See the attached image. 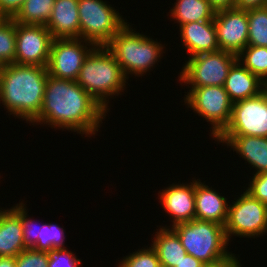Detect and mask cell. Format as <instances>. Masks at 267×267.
<instances>
[{"instance_id": "obj_1", "label": "cell", "mask_w": 267, "mask_h": 267, "mask_svg": "<svg viewBox=\"0 0 267 267\" xmlns=\"http://www.w3.org/2000/svg\"><path fill=\"white\" fill-rule=\"evenodd\" d=\"M107 112L76 81L48 75L42 108L31 123H48L90 136L98 132Z\"/></svg>"}, {"instance_id": "obj_2", "label": "cell", "mask_w": 267, "mask_h": 267, "mask_svg": "<svg viewBox=\"0 0 267 267\" xmlns=\"http://www.w3.org/2000/svg\"><path fill=\"white\" fill-rule=\"evenodd\" d=\"M47 77V67L16 63L3 65L0 101L11 115L31 123L42 108Z\"/></svg>"}, {"instance_id": "obj_3", "label": "cell", "mask_w": 267, "mask_h": 267, "mask_svg": "<svg viewBox=\"0 0 267 267\" xmlns=\"http://www.w3.org/2000/svg\"><path fill=\"white\" fill-rule=\"evenodd\" d=\"M127 78L106 46H96L86 57L76 82L100 105L108 109L107 98L125 89Z\"/></svg>"}, {"instance_id": "obj_4", "label": "cell", "mask_w": 267, "mask_h": 267, "mask_svg": "<svg viewBox=\"0 0 267 267\" xmlns=\"http://www.w3.org/2000/svg\"><path fill=\"white\" fill-rule=\"evenodd\" d=\"M179 237L187 254L206 266H215L231 259L234 255L225 248L229 244L224 226L193 219L171 228Z\"/></svg>"}, {"instance_id": "obj_5", "label": "cell", "mask_w": 267, "mask_h": 267, "mask_svg": "<svg viewBox=\"0 0 267 267\" xmlns=\"http://www.w3.org/2000/svg\"><path fill=\"white\" fill-rule=\"evenodd\" d=\"M131 29V25L126 23L106 45L127 79L131 73L142 76L154 67L164 48L162 44Z\"/></svg>"}, {"instance_id": "obj_6", "label": "cell", "mask_w": 267, "mask_h": 267, "mask_svg": "<svg viewBox=\"0 0 267 267\" xmlns=\"http://www.w3.org/2000/svg\"><path fill=\"white\" fill-rule=\"evenodd\" d=\"M80 38L106 46L127 23L115 8L102 0H78Z\"/></svg>"}, {"instance_id": "obj_7", "label": "cell", "mask_w": 267, "mask_h": 267, "mask_svg": "<svg viewBox=\"0 0 267 267\" xmlns=\"http://www.w3.org/2000/svg\"><path fill=\"white\" fill-rule=\"evenodd\" d=\"M188 58L179 80L192 87L224 86L232 65L238 60L237 55L223 50Z\"/></svg>"}, {"instance_id": "obj_8", "label": "cell", "mask_w": 267, "mask_h": 267, "mask_svg": "<svg viewBox=\"0 0 267 267\" xmlns=\"http://www.w3.org/2000/svg\"><path fill=\"white\" fill-rule=\"evenodd\" d=\"M190 88L184 102L213 125L211 134L216 139L230 123L233 102L224 86Z\"/></svg>"}, {"instance_id": "obj_9", "label": "cell", "mask_w": 267, "mask_h": 267, "mask_svg": "<svg viewBox=\"0 0 267 267\" xmlns=\"http://www.w3.org/2000/svg\"><path fill=\"white\" fill-rule=\"evenodd\" d=\"M229 242L232 235L258 237L267 231V206L252 197L247 191L228 207V217L224 226Z\"/></svg>"}, {"instance_id": "obj_10", "label": "cell", "mask_w": 267, "mask_h": 267, "mask_svg": "<svg viewBox=\"0 0 267 267\" xmlns=\"http://www.w3.org/2000/svg\"><path fill=\"white\" fill-rule=\"evenodd\" d=\"M82 42L86 45L81 44ZM95 47L82 38L53 39L47 65L48 75L76 81L86 57Z\"/></svg>"}, {"instance_id": "obj_11", "label": "cell", "mask_w": 267, "mask_h": 267, "mask_svg": "<svg viewBox=\"0 0 267 267\" xmlns=\"http://www.w3.org/2000/svg\"><path fill=\"white\" fill-rule=\"evenodd\" d=\"M220 135L267 137V89L233 103L230 123Z\"/></svg>"}, {"instance_id": "obj_12", "label": "cell", "mask_w": 267, "mask_h": 267, "mask_svg": "<svg viewBox=\"0 0 267 267\" xmlns=\"http://www.w3.org/2000/svg\"><path fill=\"white\" fill-rule=\"evenodd\" d=\"M52 41L46 26L16 22L15 63L47 67Z\"/></svg>"}, {"instance_id": "obj_13", "label": "cell", "mask_w": 267, "mask_h": 267, "mask_svg": "<svg viewBox=\"0 0 267 267\" xmlns=\"http://www.w3.org/2000/svg\"><path fill=\"white\" fill-rule=\"evenodd\" d=\"M214 25L220 50L238 55L248 45L247 10L235 7L218 10Z\"/></svg>"}, {"instance_id": "obj_14", "label": "cell", "mask_w": 267, "mask_h": 267, "mask_svg": "<svg viewBox=\"0 0 267 267\" xmlns=\"http://www.w3.org/2000/svg\"><path fill=\"white\" fill-rule=\"evenodd\" d=\"M160 202L164 211L174 219L173 225L195 219V181L177 184L162 190Z\"/></svg>"}, {"instance_id": "obj_15", "label": "cell", "mask_w": 267, "mask_h": 267, "mask_svg": "<svg viewBox=\"0 0 267 267\" xmlns=\"http://www.w3.org/2000/svg\"><path fill=\"white\" fill-rule=\"evenodd\" d=\"M46 28L53 39L80 38L78 0H55Z\"/></svg>"}, {"instance_id": "obj_16", "label": "cell", "mask_w": 267, "mask_h": 267, "mask_svg": "<svg viewBox=\"0 0 267 267\" xmlns=\"http://www.w3.org/2000/svg\"><path fill=\"white\" fill-rule=\"evenodd\" d=\"M217 141L227 144L257 171L267 172V137L248 135H219Z\"/></svg>"}, {"instance_id": "obj_17", "label": "cell", "mask_w": 267, "mask_h": 267, "mask_svg": "<svg viewBox=\"0 0 267 267\" xmlns=\"http://www.w3.org/2000/svg\"><path fill=\"white\" fill-rule=\"evenodd\" d=\"M226 199L200 179L195 180V219L225 226L229 207Z\"/></svg>"}, {"instance_id": "obj_18", "label": "cell", "mask_w": 267, "mask_h": 267, "mask_svg": "<svg viewBox=\"0 0 267 267\" xmlns=\"http://www.w3.org/2000/svg\"><path fill=\"white\" fill-rule=\"evenodd\" d=\"M179 27L183 46L191 57L220 50L214 20L190 22Z\"/></svg>"}, {"instance_id": "obj_19", "label": "cell", "mask_w": 267, "mask_h": 267, "mask_svg": "<svg viewBox=\"0 0 267 267\" xmlns=\"http://www.w3.org/2000/svg\"><path fill=\"white\" fill-rule=\"evenodd\" d=\"M26 248L20 220V202L11 209H0V257H16Z\"/></svg>"}, {"instance_id": "obj_20", "label": "cell", "mask_w": 267, "mask_h": 267, "mask_svg": "<svg viewBox=\"0 0 267 267\" xmlns=\"http://www.w3.org/2000/svg\"><path fill=\"white\" fill-rule=\"evenodd\" d=\"M224 88L230 100L235 103L262 93L265 90V82L237 60L226 77Z\"/></svg>"}, {"instance_id": "obj_21", "label": "cell", "mask_w": 267, "mask_h": 267, "mask_svg": "<svg viewBox=\"0 0 267 267\" xmlns=\"http://www.w3.org/2000/svg\"><path fill=\"white\" fill-rule=\"evenodd\" d=\"M151 245L157 252L160 265L175 267L187 254L178 235L168 227H162Z\"/></svg>"}, {"instance_id": "obj_22", "label": "cell", "mask_w": 267, "mask_h": 267, "mask_svg": "<svg viewBox=\"0 0 267 267\" xmlns=\"http://www.w3.org/2000/svg\"><path fill=\"white\" fill-rule=\"evenodd\" d=\"M171 9V18L179 25L190 22L214 20L216 10L208 0H176Z\"/></svg>"}, {"instance_id": "obj_23", "label": "cell", "mask_w": 267, "mask_h": 267, "mask_svg": "<svg viewBox=\"0 0 267 267\" xmlns=\"http://www.w3.org/2000/svg\"><path fill=\"white\" fill-rule=\"evenodd\" d=\"M54 2L55 0H25L12 20L21 24L46 26Z\"/></svg>"}, {"instance_id": "obj_24", "label": "cell", "mask_w": 267, "mask_h": 267, "mask_svg": "<svg viewBox=\"0 0 267 267\" xmlns=\"http://www.w3.org/2000/svg\"><path fill=\"white\" fill-rule=\"evenodd\" d=\"M237 59L251 73L267 82V47L247 45L237 55Z\"/></svg>"}, {"instance_id": "obj_25", "label": "cell", "mask_w": 267, "mask_h": 267, "mask_svg": "<svg viewBox=\"0 0 267 267\" xmlns=\"http://www.w3.org/2000/svg\"><path fill=\"white\" fill-rule=\"evenodd\" d=\"M248 45L267 47V7L247 10Z\"/></svg>"}, {"instance_id": "obj_26", "label": "cell", "mask_w": 267, "mask_h": 267, "mask_svg": "<svg viewBox=\"0 0 267 267\" xmlns=\"http://www.w3.org/2000/svg\"><path fill=\"white\" fill-rule=\"evenodd\" d=\"M16 22L5 18L0 23V62L3 65L15 63Z\"/></svg>"}, {"instance_id": "obj_27", "label": "cell", "mask_w": 267, "mask_h": 267, "mask_svg": "<svg viewBox=\"0 0 267 267\" xmlns=\"http://www.w3.org/2000/svg\"><path fill=\"white\" fill-rule=\"evenodd\" d=\"M64 237V229L57 224H43L38 234V241L32 249L48 252L54 248H65Z\"/></svg>"}, {"instance_id": "obj_28", "label": "cell", "mask_w": 267, "mask_h": 267, "mask_svg": "<svg viewBox=\"0 0 267 267\" xmlns=\"http://www.w3.org/2000/svg\"><path fill=\"white\" fill-rule=\"evenodd\" d=\"M118 267H160V261L156 250L151 246L130 253L120 261Z\"/></svg>"}, {"instance_id": "obj_29", "label": "cell", "mask_w": 267, "mask_h": 267, "mask_svg": "<svg viewBox=\"0 0 267 267\" xmlns=\"http://www.w3.org/2000/svg\"><path fill=\"white\" fill-rule=\"evenodd\" d=\"M48 253L26 248L15 257L16 267H48Z\"/></svg>"}, {"instance_id": "obj_30", "label": "cell", "mask_w": 267, "mask_h": 267, "mask_svg": "<svg viewBox=\"0 0 267 267\" xmlns=\"http://www.w3.org/2000/svg\"><path fill=\"white\" fill-rule=\"evenodd\" d=\"M24 203H20V220L22 224V231H23V241L27 248H32L38 241V234L40 232V228L42 226L39 225V228L36 223L32 221L33 219L29 218L26 213V207H24Z\"/></svg>"}, {"instance_id": "obj_31", "label": "cell", "mask_w": 267, "mask_h": 267, "mask_svg": "<svg viewBox=\"0 0 267 267\" xmlns=\"http://www.w3.org/2000/svg\"><path fill=\"white\" fill-rule=\"evenodd\" d=\"M48 253V267H79L81 260L77 259L71 251L66 248L51 249Z\"/></svg>"}, {"instance_id": "obj_32", "label": "cell", "mask_w": 267, "mask_h": 267, "mask_svg": "<svg viewBox=\"0 0 267 267\" xmlns=\"http://www.w3.org/2000/svg\"><path fill=\"white\" fill-rule=\"evenodd\" d=\"M253 175L246 191L267 206V172Z\"/></svg>"}, {"instance_id": "obj_33", "label": "cell", "mask_w": 267, "mask_h": 267, "mask_svg": "<svg viewBox=\"0 0 267 267\" xmlns=\"http://www.w3.org/2000/svg\"><path fill=\"white\" fill-rule=\"evenodd\" d=\"M25 0H0V12L6 18H12Z\"/></svg>"}, {"instance_id": "obj_34", "label": "cell", "mask_w": 267, "mask_h": 267, "mask_svg": "<svg viewBox=\"0 0 267 267\" xmlns=\"http://www.w3.org/2000/svg\"><path fill=\"white\" fill-rule=\"evenodd\" d=\"M234 7L243 10L261 8L265 7V0H235Z\"/></svg>"}, {"instance_id": "obj_35", "label": "cell", "mask_w": 267, "mask_h": 267, "mask_svg": "<svg viewBox=\"0 0 267 267\" xmlns=\"http://www.w3.org/2000/svg\"><path fill=\"white\" fill-rule=\"evenodd\" d=\"M175 267H207L203 262L197 260L190 254H186L185 257Z\"/></svg>"}, {"instance_id": "obj_36", "label": "cell", "mask_w": 267, "mask_h": 267, "mask_svg": "<svg viewBox=\"0 0 267 267\" xmlns=\"http://www.w3.org/2000/svg\"><path fill=\"white\" fill-rule=\"evenodd\" d=\"M211 6L216 10L233 8L235 0H208Z\"/></svg>"}, {"instance_id": "obj_37", "label": "cell", "mask_w": 267, "mask_h": 267, "mask_svg": "<svg viewBox=\"0 0 267 267\" xmlns=\"http://www.w3.org/2000/svg\"><path fill=\"white\" fill-rule=\"evenodd\" d=\"M236 258L237 257H235V255H234L231 259H229L223 263H220V264L215 265V266H207V267H241L239 260H237Z\"/></svg>"}, {"instance_id": "obj_38", "label": "cell", "mask_w": 267, "mask_h": 267, "mask_svg": "<svg viewBox=\"0 0 267 267\" xmlns=\"http://www.w3.org/2000/svg\"><path fill=\"white\" fill-rule=\"evenodd\" d=\"M0 267H16L15 257H0Z\"/></svg>"}, {"instance_id": "obj_39", "label": "cell", "mask_w": 267, "mask_h": 267, "mask_svg": "<svg viewBox=\"0 0 267 267\" xmlns=\"http://www.w3.org/2000/svg\"><path fill=\"white\" fill-rule=\"evenodd\" d=\"M6 17L0 12V23L5 19Z\"/></svg>"}, {"instance_id": "obj_40", "label": "cell", "mask_w": 267, "mask_h": 267, "mask_svg": "<svg viewBox=\"0 0 267 267\" xmlns=\"http://www.w3.org/2000/svg\"><path fill=\"white\" fill-rule=\"evenodd\" d=\"M2 66H3V64L0 62V72H1V70H2Z\"/></svg>"}]
</instances>
